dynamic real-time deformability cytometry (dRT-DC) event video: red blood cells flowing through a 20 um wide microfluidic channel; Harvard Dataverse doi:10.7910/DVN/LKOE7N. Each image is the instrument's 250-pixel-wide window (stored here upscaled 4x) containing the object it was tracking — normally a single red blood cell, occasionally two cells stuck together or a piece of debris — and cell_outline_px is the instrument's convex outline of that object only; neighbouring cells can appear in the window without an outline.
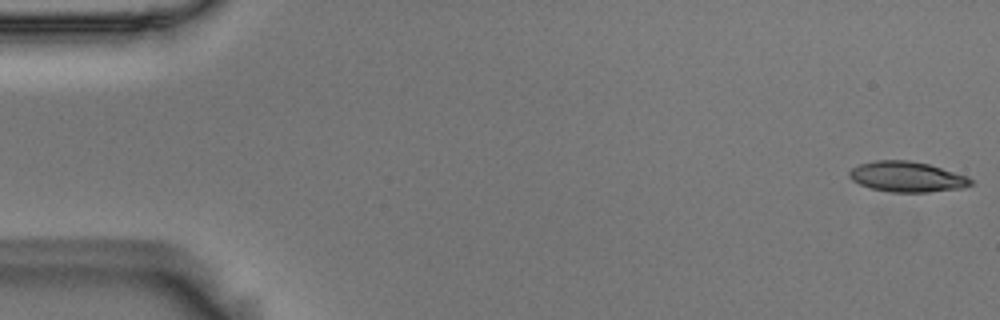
{"species": "Egyptian fruit bat (a non-hibernating species)", "species_latin": "Rousettus aegyptiacus", "temperature_condition": "room temperature", "stored_images_in_passage": 55, "camera_frame_rate_fps": 3000, "um_per_image_px": 0.085, "animal": {"sex": "male"}, "frame": {"image": 1, "passage_image": 1, "time_ms": 0.0, "image_size_px": [1000, 320], "cell_outline_px": [[972, 184], [964, 188], [928, 192], [892, 192], [872, 188], [860, 184], [852, 180], [848, 176], [848, 172], [852, 168], [860, 164], [876, 160], [908, 160], [928, 164], [968, 176], [972, 180]], "centroid_in_image_um": [77.1, 15.02], "position_along_channel_um": 7.9, "area_um2": 21.44}}
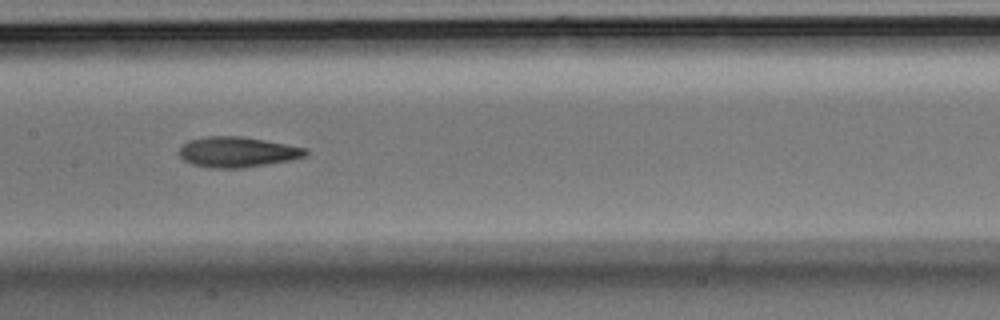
{"frame": {"image": 2, "passage_image": 27, "time_ms": 8.667, "image_size_px": [1000, 320], "cell_outline_px": [[308, 152], [304, 156], [288, 160], [244, 168], [208, 168], [192, 164], [184, 160], [180, 156], [180, 148], [188, 140], [204, 136], [240, 136], [264, 140], [308, 148]], "centroid_in_image_um": [20.15, 12.92], "position_along_channel_um": 187.3, "area_um2": 22.31}}
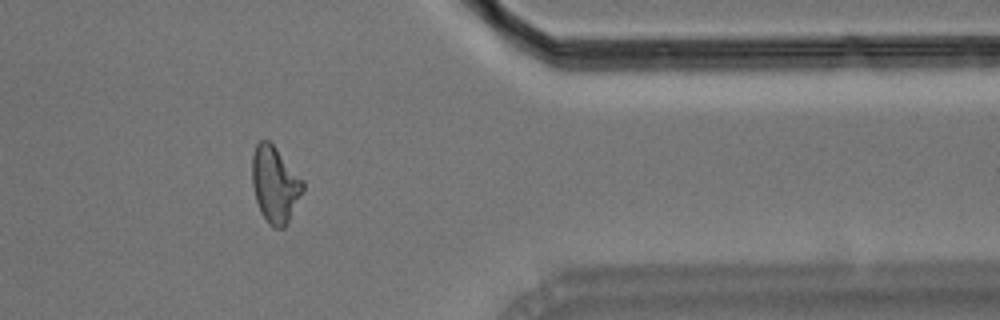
{"frame": {"image": 3, "passage_image": 45, "time_ms": 14.667, "image_size_px": [1000, 320], "cell_outline_px": [[304, 188], [284, 228], [272, 228], [268, 224], [260, 212], [256, 200], [252, 184], [252, 156], [256, 144], [260, 140], [268, 140], [276, 148], [304, 180]], "centroid_in_image_um": [23.35, 15.67], "position_along_channel_um": 388.0, "area_um2": 22.43}, "authors_computed_cell_mechanics": {"area_um2": 22.1374, "velocity_mm_per_s": 3.6445, "shape_relaxation_time_tau1_ms": 8.8845, "shape_relaxation_time_tau2_ms": 3.4823, "deformation_change_tau1": 0.2165, "deformation_change_tau2": 0.12}}